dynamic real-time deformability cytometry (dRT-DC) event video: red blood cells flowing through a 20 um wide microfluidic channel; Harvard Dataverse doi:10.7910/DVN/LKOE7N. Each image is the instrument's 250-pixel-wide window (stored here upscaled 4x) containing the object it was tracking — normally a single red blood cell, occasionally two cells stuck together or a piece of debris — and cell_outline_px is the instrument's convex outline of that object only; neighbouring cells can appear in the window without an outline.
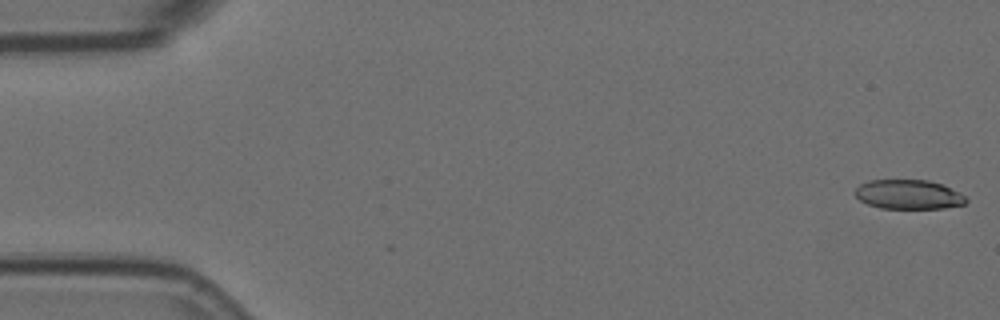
{"species": "Egyptian fruit bat (a non-hibernating species)", "species_latin": "Rousettus aegyptiacus", "temperature_condition": "room temperature", "stored_images_in_passage": 5, "camera_frame_rate_fps": 3000, "um_per_image_px": 0.085, "animal": {"sex": "female"}, "frame": {"image": 1, "passage_image": 1, "time_ms": 0.0, "image_size_px": [1000, 320], "cell_outline_px": [[968, 200], [964, 204], [944, 208], [880, 208], [868, 204], [860, 200], [856, 196], [856, 188], [860, 184], [868, 180], [928, 180], [944, 184], [960, 192]], "centroid_in_image_um": [77.25, 16.52], "position_along_channel_um": 7.8, "area_um2": 19.02}}
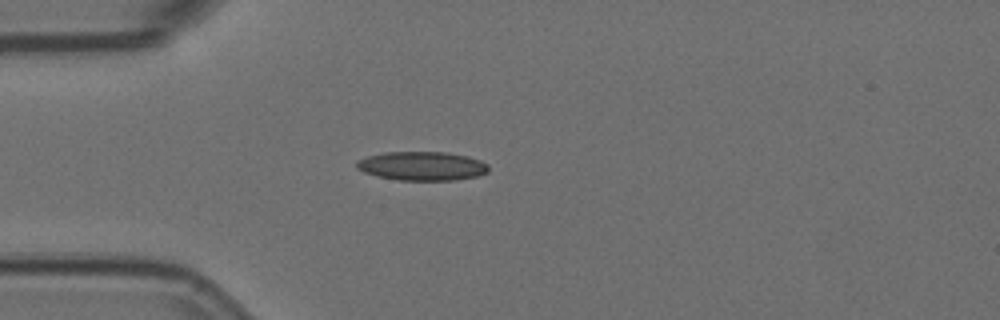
{"frame": {"image": 2, "passage_image": 5, "time_ms": 1.333, "image_size_px": [1000, 320], "cell_outline_px": [[488, 172], [480, 176], [456, 180], [400, 180], [376, 176], [364, 172], [356, 168], [356, 160], [368, 156], [384, 152], [448, 152], [468, 156], [480, 160], [488, 164]], "centroid_in_image_um": [35.89, 14.11], "position_along_channel_um": 49.1, "area_um2": 22.43}}